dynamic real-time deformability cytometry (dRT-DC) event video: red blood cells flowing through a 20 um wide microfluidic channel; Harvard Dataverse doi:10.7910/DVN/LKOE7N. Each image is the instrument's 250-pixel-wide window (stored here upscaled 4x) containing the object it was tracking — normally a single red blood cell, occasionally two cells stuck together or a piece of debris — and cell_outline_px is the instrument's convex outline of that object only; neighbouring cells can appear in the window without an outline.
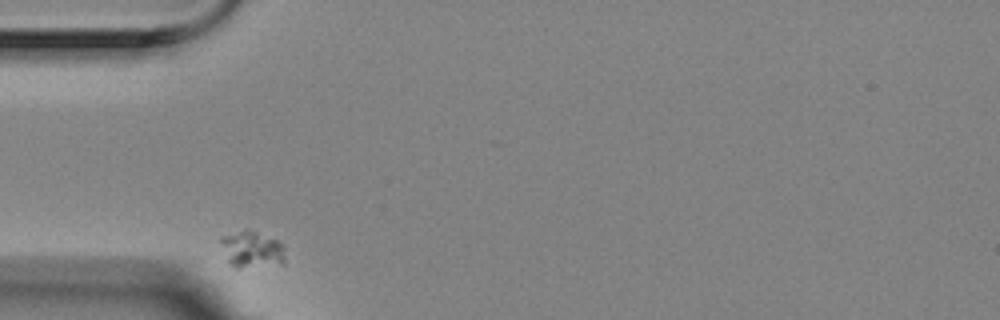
{"species": "Egyptian fruit bat (a non-hibernating species)", "species_latin": "Rousettus aegyptiacus", "temperature_condition": "room temperature", "stored_images_in_passage": 2, "camera_frame_rate_fps": 3000, "um_per_image_px": 0.085, "animal": {"sex": "female"}, "frame": {"image": 1, "passage_image": 1, "time_ms": 0.0, "image_size_px": [1000, 320], "cell_outline_px": [[284, 264], [236, 268], [228, 260], [220, 240], [220, 236], [244, 228], [248, 228], [276, 240], [284, 244]], "centroid_in_image_um": [21.42, 21.17], "position_along_channel_um": 63.6, "area_um2": 13.81}}
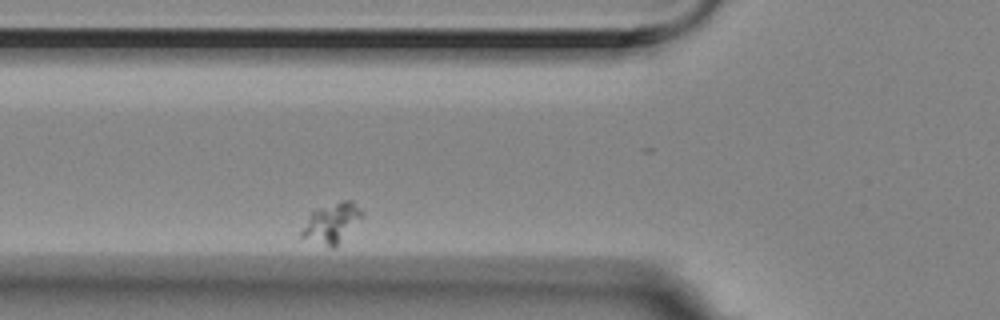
{"frame": {"image": 2, "passage_image": 2, "time_ms": 0.333, "image_size_px": [1000, 320], "cell_outline_px": [[364, 216], [336, 248], [332, 248], [300, 236], [300, 232], [312, 212], [316, 208], [340, 200], [352, 200], [364, 212]], "centroid_in_image_um": [28.24, 18.94], "position_along_channel_um": 97.6, "area_um2": 14.16}}